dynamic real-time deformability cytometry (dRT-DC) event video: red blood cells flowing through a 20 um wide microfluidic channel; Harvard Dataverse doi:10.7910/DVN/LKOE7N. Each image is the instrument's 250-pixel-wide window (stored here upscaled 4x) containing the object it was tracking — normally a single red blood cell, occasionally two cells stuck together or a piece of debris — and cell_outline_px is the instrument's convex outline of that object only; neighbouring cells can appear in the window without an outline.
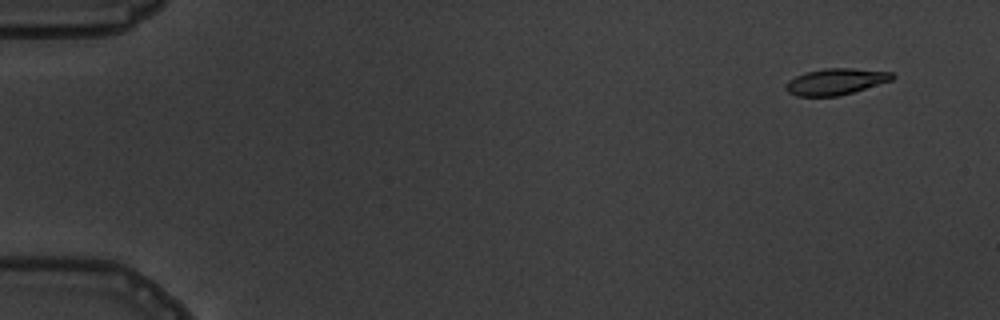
{"species": "common noctule bat (a hibernating species)", "species_latin": "Nyctalus noctula", "temperature_condition": "warm", "stored_images_in_passage": 5, "camera_frame_rate_fps": 3000, "um_per_image_px": 0.085, "animal": {"sex": "male", "body_mass_g": 19.5, "forearm_length_mm": 54.6}, "frame": {"image": 1, "passage_image": 1, "time_ms": 0.0, "image_size_px": [1000, 320], "cell_outline_px": [[896, 76], [892, 80], [852, 92], [836, 96], [796, 96], [788, 92], [784, 88], [788, 80], [796, 76], [808, 72], [824, 68], [852, 68], [892, 72]], "centroid_in_image_um": [71.03, 6.93], "position_along_channel_um": 14.0, "area_um2": 16.18}}
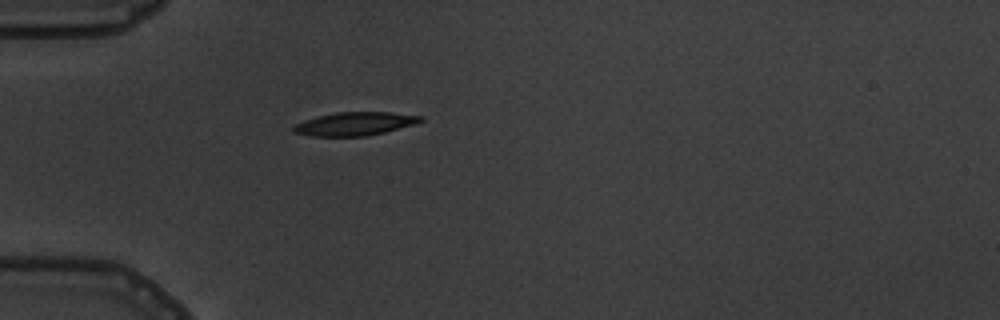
{"frame": {"image": 2, "passage_image": 5, "time_ms": 4.333, "image_size_px": [1000, 320], "cell_outline_px": [[424, 120], [416, 124], [384, 132], [364, 136], [312, 136], [292, 132], [292, 128], [296, 124], [304, 120], [336, 112], [392, 112], [424, 116]], "centroid_in_image_um": [30.2, 10.52], "position_along_channel_um": 54.8, "area_um2": 17.28}}